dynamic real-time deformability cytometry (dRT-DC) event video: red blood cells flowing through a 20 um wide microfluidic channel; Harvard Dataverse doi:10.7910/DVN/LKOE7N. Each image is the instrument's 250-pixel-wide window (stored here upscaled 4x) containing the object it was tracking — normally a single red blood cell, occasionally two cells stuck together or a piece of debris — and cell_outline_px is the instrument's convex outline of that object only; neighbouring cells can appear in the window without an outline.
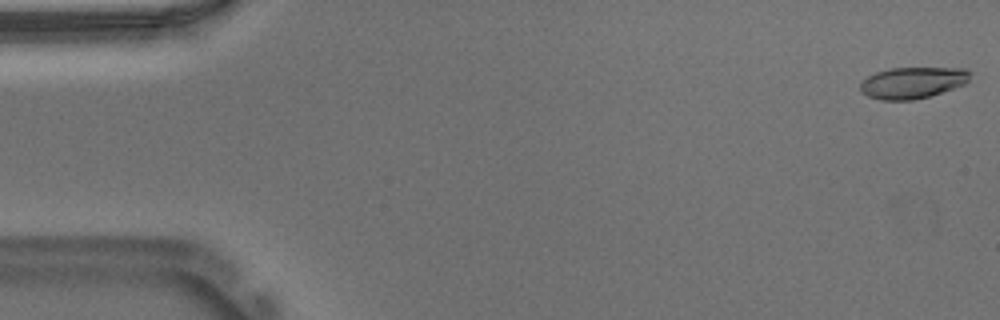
{"species": "Egyptian fruit bat (a non-hibernating species)", "species_latin": "Rousettus aegyptiacus", "temperature_condition": "warm", "stored_images_in_passage": 54, "camera_frame_rate_fps": 3000, "um_per_image_px": 0.085, "animal": {"sex": "male"}, "frame": {"image": 1, "passage_image": 1, "time_ms": 0.0, "image_size_px": [1000, 320], "cell_outline_px": [[972, 72], [968, 80], [964, 84], [928, 96], [912, 100], [880, 100], [868, 96], [860, 88], [860, 84], [868, 76], [876, 72], [892, 68], [964, 68]], "centroid_in_image_um": [77.57, 7.02], "position_along_channel_um": 7.4, "area_um2": 19.83}}
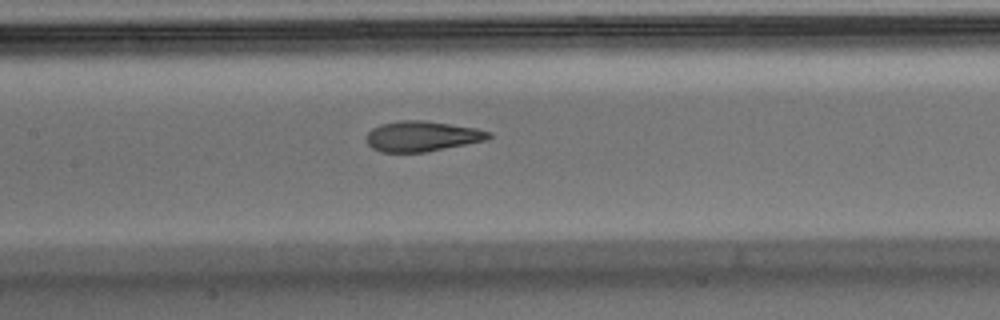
{"frame": {"image": 2, "passage_image": 25, "time_ms": 8.0, "image_size_px": [1000, 320], "cell_outline_px": [[492, 136], [484, 140], [424, 152], [380, 152], [372, 148], [368, 144], [368, 132], [372, 128], [380, 124], [400, 120], [424, 120], [476, 128], [492, 132]], "centroid_in_image_um": [35.85, 11.57], "position_along_channel_um": 171.5, "area_um2": 21.39}}
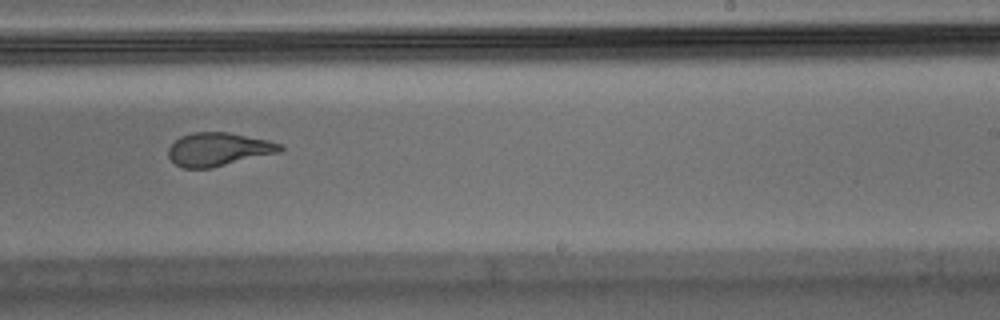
{"frame": {"image": 3, "passage_image": 33, "time_ms": 10.667, "image_size_px": [1000, 320], "cell_outline_px": [[284, 148], [280, 152], [212, 168], [184, 168], [176, 164], [168, 156], [168, 148], [180, 136], [192, 132], [228, 132], [268, 140], [280, 144]], "centroid_in_image_um": [18.56, 12.69], "position_along_channel_um": 270.4, "area_um2": 21.68}, "authors_computed_cell_mechanics": {"area_um2": 21.9929, "velocity_mm_per_s": 3.7268, "shape_relaxation_time_tau1_ms": 6.664, "shape_relaxation_time_tau2_ms": 1.3957, "deformation_change_tau1": 0.2652, "deformation_change_tau2": 0.0903}}